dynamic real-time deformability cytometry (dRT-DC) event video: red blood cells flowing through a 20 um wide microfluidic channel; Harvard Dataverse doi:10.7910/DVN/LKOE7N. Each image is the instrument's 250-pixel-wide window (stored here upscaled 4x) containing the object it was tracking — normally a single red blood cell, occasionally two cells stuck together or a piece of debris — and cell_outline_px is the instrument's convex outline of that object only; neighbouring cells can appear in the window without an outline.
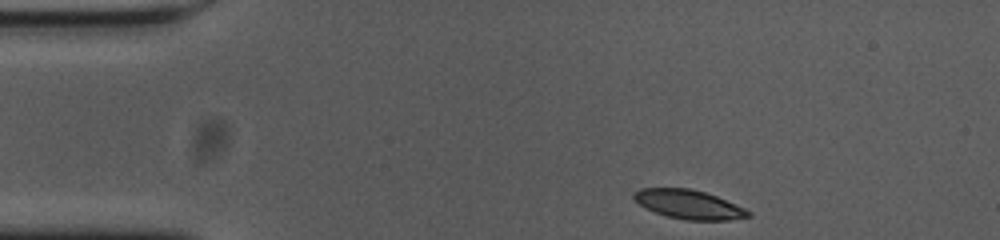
{"species": "common noctule bat (a hibernating species)", "species_latin": "Nyctalus noctula", "temperature_condition": "cold", "stored_images_in_passage": 40, "camera_frame_rate_fps": 3000, "um_per_image_px": 0.085, "animal": {"sex": "female", "body_mass_g": 23.0, "forearm_length_mm": 53.4}, "frame": {"image": 1, "passage_image": 1, "time_ms": 0.0, "image_size_px": [1000, 240], "cell_outline_px": [[752, 216], [728, 220], [684, 220], [668, 216], [656, 212], [640, 204], [632, 196], [640, 188], [688, 188], [704, 192], [716, 196], [744, 208], [752, 212]], "centroid_in_image_um": [58.58, 17.38], "position_along_channel_um": 26.4, "area_um2": 19.02}}
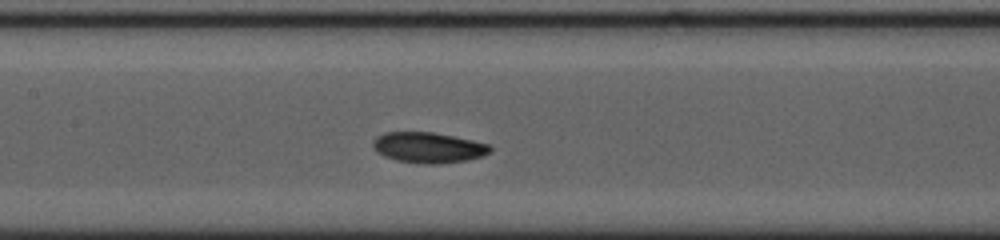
{"frame": {"image": 2, "passage_image": 18, "time_ms": 5.667, "image_size_px": [1000, 240], "cell_outline_px": [[492, 152], [468, 160], [440, 164], [420, 164], [396, 160], [384, 156], [376, 152], [372, 144], [372, 140], [376, 136], [384, 132], [432, 132], [492, 144]], "centroid_in_image_um": [36.4, 12.55], "position_along_channel_um": 171.0, "area_um2": 21.15}}
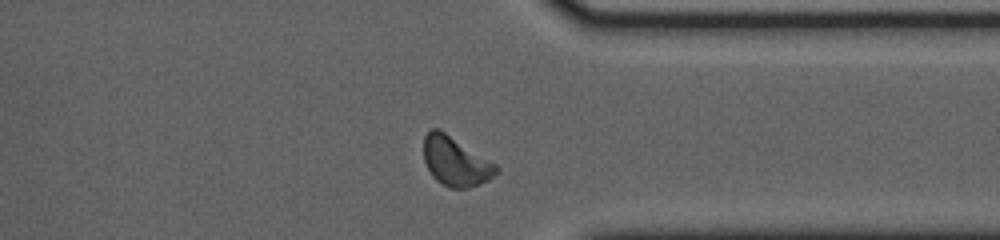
{"frame": {"image": 3, "passage_image": 35, "time_ms": 11.333, "image_size_px": [1000, 240], "cell_outline_px": [[500, 172], [488, 180], [480, 184], [468, 188], [448, 188], [436, 180], [432, 176], [424, 160], [424, 136], [432, 128], [440, 128], [496, 164], [500, 168]], "centroid_in_image_um": [38.74, 13.72], "position_along_channel_um": 372.7, "area_um2": 20.98}, "authors_computed_cell_mechanics": {"area_um2": 20.3745, "velocity_mm_per_s": 3.6305, "shape_relaxation_time_tau1_ms": 6.5369, "shape_relaxation_time_tau2_ms": 6.0003, "deformation_change_tau1": 0.1645, "deformation_change_tau2": 0.1118}}